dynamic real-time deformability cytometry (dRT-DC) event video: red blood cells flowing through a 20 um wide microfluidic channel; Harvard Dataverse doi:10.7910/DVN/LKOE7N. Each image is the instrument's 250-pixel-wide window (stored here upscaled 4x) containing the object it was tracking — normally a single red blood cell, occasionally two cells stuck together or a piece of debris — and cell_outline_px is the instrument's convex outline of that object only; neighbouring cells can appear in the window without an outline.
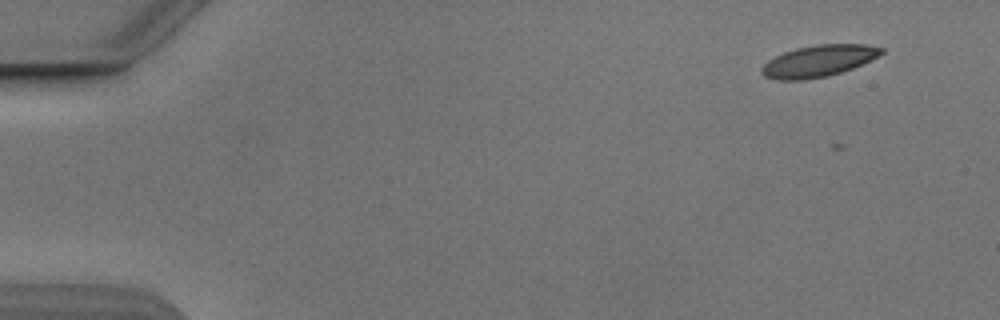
{"species": "Egyptian fruit bat (a non-hibernating species)", "species_latin": "Rousettus aegyptiacus", "temperature_condition": "cold", "stored_images_in_passage": 50, "camera_frame_rate_fps": 3000, "um_per_image_px": 0.085, "animal": {"sex": "male"}, "frame": {"image": 1, "passage_image": 1, "time_ms": 0.0, "image_size_px": [1000, 320], "cell_outline_px": [[884, 52], [852, 68], [828, 76], [804, 80], [776, 80], [764, 76], [760, 72], [760, 68], [768, 60], [784, 52], [796, 48], [816, 44], [864, 44], [884, 48]], "centroid_in_image_um": [69.52, 5.18], "position_along_channel_um": 15.5, "area_um2": 21.91}}
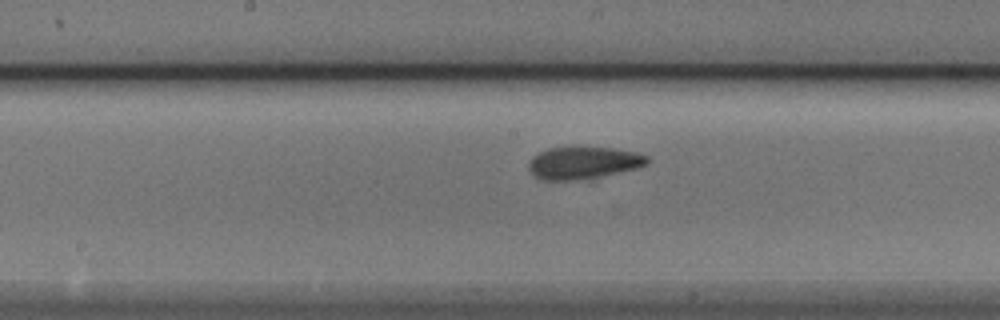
{"frame": {"image": 2, "passage_image": 25, "time_ms": 8.0, "image_size_px": [1000, 320], "cell_outline_px": [[648, 164], [636, 168], [592, 180], [540, 180], [528, 168], [528, 164], [532, 156], [548, 148], [572, 144], [612, 148], [636, 152], [648, 156]], "centroid_in_image_um": [49.58, 13.81], "position_along_channel_um": 198.6, "area_um2": 23.35}}
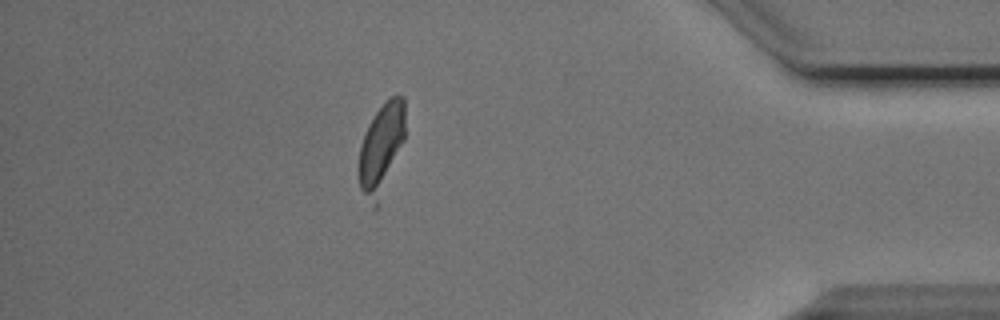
{"frame": {"image": 3, "passage_image": 44, "time_ms": 14.333, "image_size_px": [1000, 320], "cell_outline_px": [[404, 140], [384, 172], [376, 184], [368, 192], [364, 192], [360, 188], [360, 144], [364, 132], [368, 124], [376, 112], [392, 96], [404, 96]], "centroid_in_image_um": [32.42, 12.04], "position_along_channel_um": 402.8, "area_um2": 19.88}, "authors_computed_cell_mechanics": {"area_um2": 22.0796, "velocity_mm_per_s": 3.845, "shape_relaxation_time_tau1_ms": 8.7109, "shape_relaxation_time_tau2_ms": 4.2378, "deformation_change_tau1": 0.2477, "deformation_change_tau2": 0.0784}}